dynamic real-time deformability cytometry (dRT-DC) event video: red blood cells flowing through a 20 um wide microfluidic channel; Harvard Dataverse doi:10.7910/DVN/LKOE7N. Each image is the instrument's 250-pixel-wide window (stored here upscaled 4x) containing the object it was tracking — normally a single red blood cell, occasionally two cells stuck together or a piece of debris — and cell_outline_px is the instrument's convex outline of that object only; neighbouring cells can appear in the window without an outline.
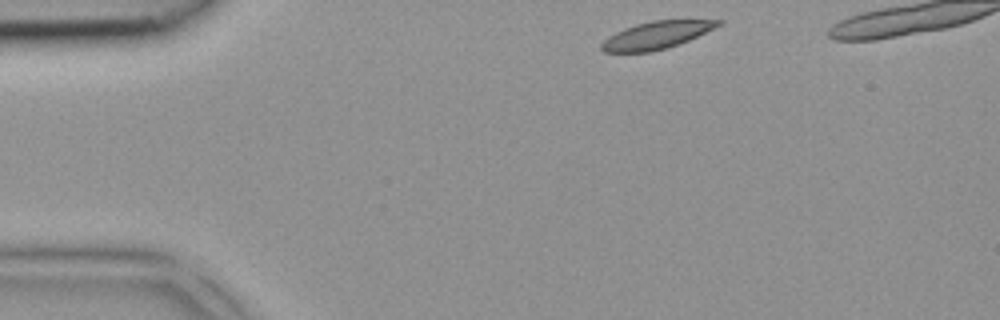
{"species": "common noctule bat (a hibernating species)", "species_latin": "Nyctalus noctula", "temperature_condition": "room temperature", "stored_images_in_passage": 3, "camera_frame_rate_fps": 3000, "um_per_image_px": 0.085, "animal": {"sex": "female", "body_mass_g": 18.4}, "frame": {"image": 1, "passage_image": 1, "time_ms": 0.0, "image_size_px": [1000, 320], "cell_outline_px": [[724, 24], [688, 40], [668, 48], [648, 52], [604, 52], [600, 48], [600, 44], [608, 36], [624, 28], [636, 24], [652, 20], [724, 20]], "centroid_in_image_um": [55.8, 2.98], "position_along_channel_um": 29.2, "area_um2": 18.67}}